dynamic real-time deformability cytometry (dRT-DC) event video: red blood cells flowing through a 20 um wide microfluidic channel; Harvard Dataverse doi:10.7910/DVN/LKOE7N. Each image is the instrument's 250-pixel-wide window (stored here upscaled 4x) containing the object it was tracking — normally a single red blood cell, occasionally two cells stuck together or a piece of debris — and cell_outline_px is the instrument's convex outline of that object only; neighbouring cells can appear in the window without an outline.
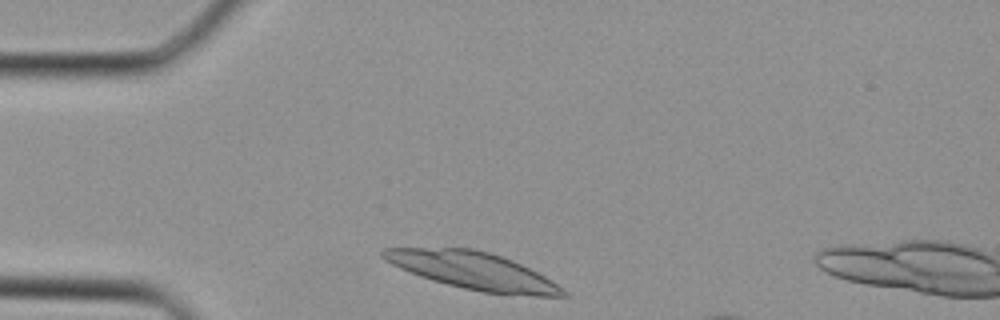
{"species": "Egyptian fruit bat (a non-hibernating species)", "species_latin": "Rousettus aegyptiacus", "temperature_condition": "cold", "stored_images_in_passage": 3, "camera_frame_rate_fps": 3000, "um_per_image_px": 0.085, "animal": {"sex": "female"}, "frame": {"image": 1, "passage_image": 1, "time_ms": 0.0, "image_size_px": [1000, 320], "cell_outline_px": [[568, 296], [532, 296], [484, 292], [464, 288], [432, 280], [420, 276], [400, 268], [384, 260], [380, 256], [380, 252], [384, 248], [472, 248], [488, 252], [512, 260], [552, 280], [568, 292]], "centroid_in_image_um": [40.21, 23.01], "position_along_channel_um": 44.8, "area_um2": 38.61}}